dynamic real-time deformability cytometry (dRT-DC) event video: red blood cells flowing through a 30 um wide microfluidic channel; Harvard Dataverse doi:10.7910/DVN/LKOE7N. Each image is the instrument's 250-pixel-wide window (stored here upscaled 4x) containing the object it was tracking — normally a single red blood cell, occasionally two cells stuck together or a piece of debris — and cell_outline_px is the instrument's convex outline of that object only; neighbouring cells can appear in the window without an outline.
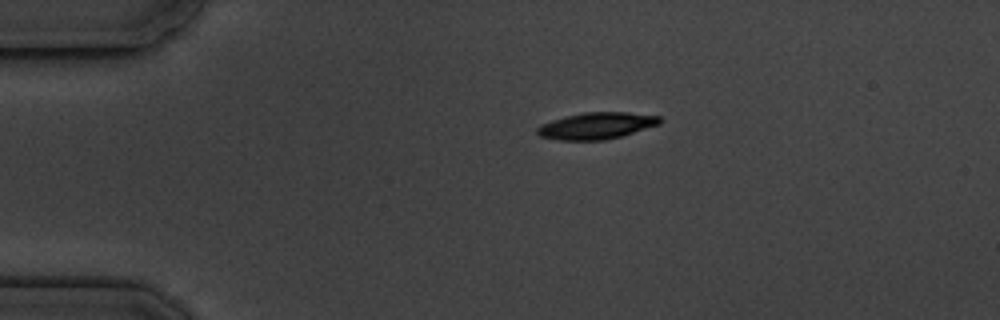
{"species": "common noctule bat (a hibernating species)", "species_latin": "Nyctalus noctula", "temperature_condition": "cold", "stored_images_in_passage": 2, "camera_frame_rate_fps": 3000, "um_per_image_px": 0.085, "animal": {"sex": "male", "body_mass_g": 19.5, "forearm_length_mm": 54.6}, "frame": {"image": 1, "passage_image": 1, "time_ms": 0.0, "image_size_px": [1000, 320], "cell_outline_px": [[660, 124], [620, 136], [604, 140], [560, 140], [540, 136], [536, 132], [536, 128], [540, 124], [564, 116], [584, 112], [628, 112], [660, 116]], "centroid_in_image_um": [50.67, 10.68], "position_along_channel_um": 34.3, "area_um2": 18.96}}